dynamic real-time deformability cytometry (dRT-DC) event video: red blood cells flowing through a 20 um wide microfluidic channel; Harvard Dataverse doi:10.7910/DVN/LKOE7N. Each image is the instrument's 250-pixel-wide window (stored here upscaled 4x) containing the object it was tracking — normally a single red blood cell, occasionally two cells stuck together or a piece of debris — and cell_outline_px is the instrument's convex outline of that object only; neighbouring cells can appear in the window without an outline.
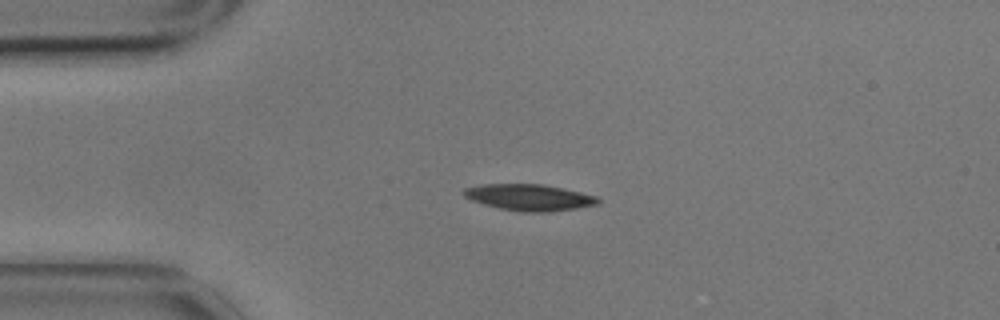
{"species": "common noctule bat (a hibernating species)", "species_latin": "Nyctalus noctula", "temperature_condition": "cold", "stored_images_in_passage": 54, "camera_frame_rate_fps": 3000, "um_per_image_px": 0.085, "animal": {"sex": "male", "body_mass_g": 17.9}, "frame": {"image": 1, "passage_image": 10, "time_ms": 3.0, "image_size_px": [1000, 320], "cell_outline_px": [[600, 204], [552, 212], [520, 212], [500, 208], [484, 204], [472, 200], [464, 196], [460, 192], [464, 188], [480, 184], [544, 184], [564, 188], [596, 196], [600, 200]], "centroid_in_image_um": [44.98, 16.77], "position_along_channel_um": 40.0, "area_um2": 20.81}}
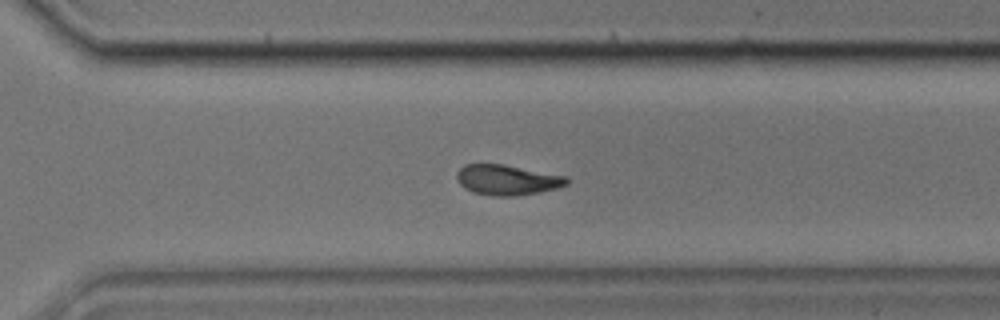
{"frame": {"image": 2, "passage_image": 37, "time_ms": 12.0, "image_size_px": [1000, 320], "cell_outline_px": [[568, 184], [556, 188], [540, 192], [516, 196], [496, 196], [472, 192], [464, 188], [456, 180], [456, 172], [464, 164], [504, 164], [568, 176]], "centroid_in_image_um": [43.1, 15.28], "position_along_channel_um": 327.5, "area_um2": 19.59}}
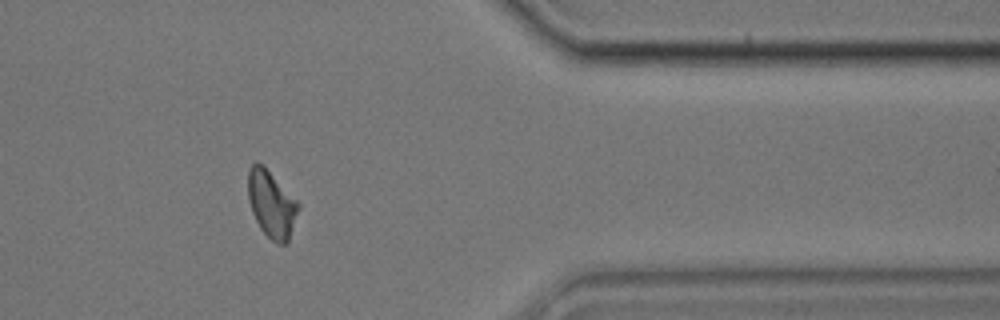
{"frame": {"image": 3, "passage_image": 44, "time_ms": 14.333, "image_size_px": [1000, 320], "cell_outline_px": [[300, 208], [288, 244], [280, 244], [272, 240], [260, 228], [252, 212], [248, 200], [248, 168], [256, 160], [264, 164], [300, 204]], "centroid_in_image_um": [23.08, 17.32], "position_along_channel_um": 388.3, "area_um2": 19.94}, "authors_computed_cell_mechanics": {"area_um2": 20.1433, "velocity_mm_per_s": 3.4556, "shape_relaxation_time_tau1_ms": 3.0729, "shape_relaxation_time_tau2_ms": 10.5394, "deformation_change_tau1": 0.0978, "deformation_change_tau2": 0.1782}}